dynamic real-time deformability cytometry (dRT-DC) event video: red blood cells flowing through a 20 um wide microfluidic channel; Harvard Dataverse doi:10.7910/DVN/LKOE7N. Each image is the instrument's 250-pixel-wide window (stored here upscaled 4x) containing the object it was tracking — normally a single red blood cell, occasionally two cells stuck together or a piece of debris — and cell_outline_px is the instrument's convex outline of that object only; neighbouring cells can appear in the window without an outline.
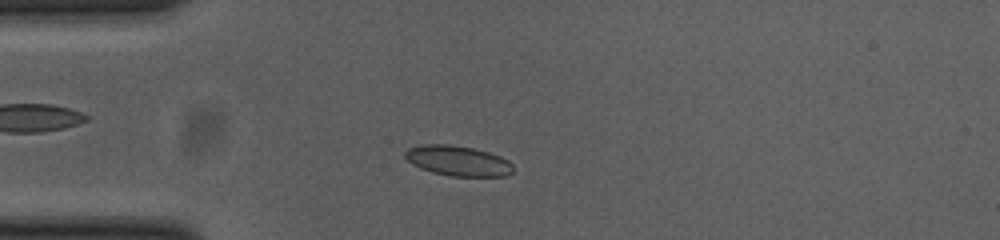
{"species": "common noctule bat (a hibernating species)", "species_latin": "Nyctalus noctula", "temperature_condition": "cold", "stored_images_in_passage": 44, "camera_frame_rate_fps": 3000, "um_per_image_px": 0.085, "animal": {"sex": "female", "body_mass_g": 23.0, "forearm_length_mm": 53.4}, "frame": {"image": 1, "passage_image": 3, "time_ms": 0.667, "image_size_px": [1000, 240], "cell_outline_px": [[512, 172], [508, 176], [452, 176], [432, 172], [420, 168], [412, 164], [404, 156], [404, 152], [408, 148], [420, 144], [448, 144], [472, 148], [488, 152], [500, 156], [508, 160], [512, 164]], "centroid_in_image_um": [38.9, 13.66], "position_along_channel_um": 46.1, "area_um2": 19.02}}
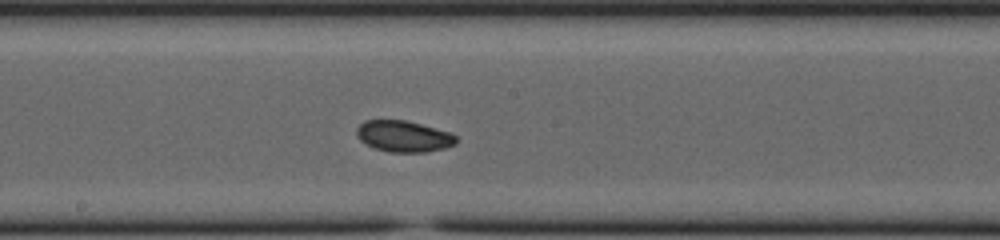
{"frame": {"image": 2, "passage_image": 18, "time_ms": 5.667, "image_size_px": [1000, 240], "cell_outline_px": [[456, 144], [444, 148], [428, 152], [388, 152], [376, 148], [360, 140], [356, 136], [356, 128], [364, 120], [404, 120], [420, 124], [448, 132], [456, 136]], "centroid_in_image_um": [34.28, 11.59], "position_along_channel_um": 213.9, "area_um2": 17.98}}
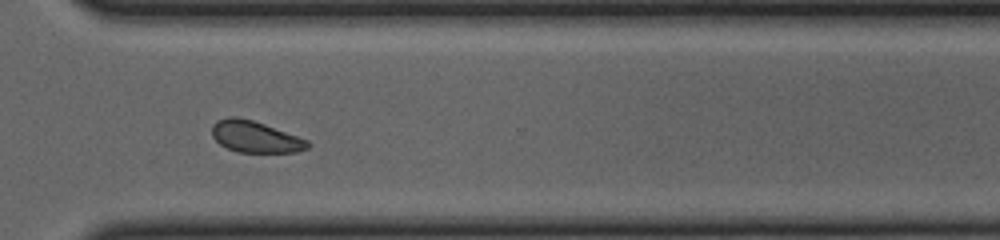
{"frame": {"image": 3, "passage_image": 29, "time_ms": 9.333, "image_size_px": [1000, 240], "cell_outline_px": [[312, 144], [308, 148], [296, 152], [236, 152], [220, 144], [212, 136], [212, 124], [216, 120], [228, 116], [236, 116], [252, 120], [264, 124], [308, 140]], "centroid_in_image_um": [21.68, 11.62], "position_along_channel_um": 348.9, "area_um2": 17.57}, "authors_computed_cell_mechanics": {"area_um2": 18.3515, "velocity_mm_per_s": 3.6799, "shape_relaxation_time_tau1_ms": 1.722, "shape_relaxation_time_tau2_ms": null, "deformation_change_tau1": 0.0535, "deformation_change_tau2": null}}